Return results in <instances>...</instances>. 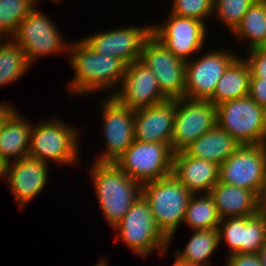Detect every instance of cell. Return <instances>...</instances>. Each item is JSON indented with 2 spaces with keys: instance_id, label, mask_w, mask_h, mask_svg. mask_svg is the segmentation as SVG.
<instances>
[{
  "instance_id": "1",
  "label": "cell",
  "mask_w": 266,
  "mask_h": 266,
  "mask_svg": "<svg viewBox=\"0 0 266 266\" xmlns=\"http://www.w3.org/2000/svg\"><path fill=\"white\" fill-rule=\"evenodd\" d=\"M67 56L75 75L66 84L69 96L86 97L98 91L112 96L119 88L127 66L120 59L98 54L82 39L71 42Z\"/></svg>"
},
{
  "instance_id": "2",
  "label": "cell",
  "mask_w": 266,
  "mask_h": 266,
  "mask_svg": "<svg viewBox=\"0 0 266 266\" xmlns=\"http://www.w3.org/2000/svg\"><path fill=\"white\" fill-rule=\"evenodd\" d=\"M90 180L105 221L114 228L142 195V185L113 162L92 163Z\"/></svg>"
},
{
  "instance_id": "3",
  "label": "cell",
  "mask_w": 266,
  "mask_h": 266,
  "mask_svg": "<svg viewBox=\"0 0 266 266\" xmlns=\"http://www.w3.org/2000/svg\"><path fill=\"white\" fill-rule=\"evenodd\" d=\"M73 126L56 117L33 123L28 156L47 164L78 165L80 132Z\"/></svg>"
},
{
  "instance_id": "4",
  "label": "cell",
  "mask_w": 266,
  "mask_h": 266,
  "mask_svg": "<svg viewBox=\"0 0 266 266\" xmlns=\"http://www.w3.org/2000/svg\"><path fill=\"white\" fill-rule=\"evenodd\" d=\"M142 195L150 205L157 227L169 240L170 249L193 194L171 174L143 184Z\"/></svg>"
},
{
  "instance_id": "5",
  "label": "cell",
  "mask_w": 266,
  "mask_h": 266,
  "mask_svg": "<svg viewBox=\"0 0 266 266\" xmlns=\"http://www.w3.org/2000/svg\"><path fill=\"white\" fill-rule=\"evenodd\" d=\"M117 240L123 243L138 257L168 252L169 240L157 227L148 201L140 195L131 205L121 221L113 228Z\"/></svg>"
},
{
  "instance_id": "6",
  "label": "cell",
  "mask_w": 266,
  "mask_h": 266,
  "mask_svg": "<svg viewBox=\"0 0 266 266\" xmlns=\"http://www.w3.org/2000/svg\"><path fill=\"white\" fill-rule=\"evenodd\" d=\"M217 107V125L241 145L266 144V109L249 95Z\"/></svg>"
},
{
  "instance_id": "7",
  "label": "cell",
  "mask_w": 266,
  "mask_h": 266,
  "mask_svg": "<svg viewBox=\"0 0 266 266\" xmlns=\"http://www.w3.org/2000/svg\"><path fill=\"white\" fill-rule=\"evenodd\" d=\"M36 6L20 22L12 38L25 53L31 66L42 56L69 54L71 41L67 43L58 30L57 24Z\"/></svg>"
},
{
  "instance_id": "8",
  "label": "cell",
  "mask_w": 266,
  "mask_h": 266,
  "mask_svg": "<svg viewBox=\"0 0 266 266\" xmlns=\"http://www.w3.org/2000/svg\"><path fill=\"white\" fill-rule=\"evenodd\" d=\"M115 164L143 185L172 174L173 152L165 143L134 140Z\"/></svg>"
},
{
  "instance_id": "9",
  "label": "cell",
  "mask_w": 266,
  "mask_h": 266,
  "mask_svg": "<svg viewBox=\"0 0 266 266\" xmlns=\"http://www.w3.org/2000/svg\"><path fill=\"white\" fill-rule=\"evenodd\" d=\"M219 181L251 190L261 199L266 185V144L240 145L219 166Z\"/></svg>"
},
{
  "instance_id": "10",
  "label": "cell",
  "mask_w": 266,
  "mask_h": 266,
  "mask_svg": "<svg viewBox=\"0 0 266 266\" xmlns=\"http://www.w3.org/2000/svg\"><path fill=\"white\" fill-rule=\"evenodd\" d=\"M217 125V107L209 100H175V118L170 148L173 153L188 145Z\"/></svg>"
},
{
  "instance_id": "11",
  "label": "cell",
  "mask_w": 266,
  "mask_h": 266,
  "mask_svg": "<svg viewBox=\"0 0 266 266\" xmlns=\"http://www.w3.org/2000/svg\"><path fill=\"white\" fill-rule=\"evenodd\" d=\"M140 61L152 70L168 100L184 97L186 61L176 57L152 33L142 45Z\"/></svg>"
},
{
  "instance_id": "12",
  "label": "cell",
  "mask_w": 266,
  "mask_h": 266,
  "mask_svg": "<svg viewBox=\"0 0 266 266\" xmlns=\"http://www.w3.org/2000/svg\"><path fill=\"white\" fill-rule=\"evenodd\" d=\"M162 23L151 24V33L176 57L188 61L202 51L209 31L204 22L169 12Z\"/></svg>"
},
{
  "instance_id": "13",
  "label": "cell",
  "mask_w": 266,
  "mask_h": 266,
  "mask_svg": "<svg viewBox=\"0 0 266 266\" xmlns=\"http://www.w3.org/2000/svg\"><path fill=\"white\" fill-rule=\"evenodd\" d=\"M206 51L198 58L186 61L185 98L208 100L225 70L238 57L229 48Z\"/></svg>"
},
{
  "instance_id": "14",
  "label": "cell",
  "mask_w": 266,
  "mask_h": 266,
  "mask_svg": "<svg viewBox=\"0 0 266 266\" xmlns=\"http://www.w3.org/2000/svg\"><path fill=\"white\" fill-rule=\"evenodd\" d=\"M102 134L105 143L104 152L97 157V162H113L134 142V110L119 103L113 96H106L100 101Z\"/></svg>"
},
{
  "instance_id": "15",
  "label": "cell",
  "mask_w": 266,
  "mask_h": 266,
  "mask_svg": "<svg viewBox=\"0 0 266 266\" xmlns=\"http://www.w3.org/2000/svg\"><path fill=\"white\" fill-rule=\"evenodd\" d=\"M151 34V24L120 26L89 34L82 40L98 54L113 56L126 65L140 60L142 45Z\"/></svg>"
},
{
  "instance_id": "16",
  "label": "cell",
  "mask_w": 266,
  "mask_h": 266,
  "mask_svg": "<svg viewBox=\"0 0 266 266\" xmlns=\"http://www.w3.org/2000/svg\"><path fill=\"white\" fill-rule=\"evenodd\" d=\"M112 96L132 110L158 105L168 100L161 93L152 70L140 60L126 66L123 80Z\"/></svg>"
},
{
  "instance_id": "17",
  "label": "cell",
  "mask_w": 266,
  "mask_h": 266,
  "mask_svg": "<svg viewBox=\"0 0 266 266\" xmlns=\"http://www.w3.org/2000/svg\"><path fill=\"white\" fill-rule=\"evenodd\" d=\"M49 164L29 156L8 164L5 182L20 208L26 207L47 184Z\"/></svg>"
},
{
  "instance_id": "18",
  "label": "cell",
  "mask_w": 266,
  "mask_h": 266,
  "mask_svg": "<svg viewBox=\"0 0 266 266\" xmlns=\"http://www.w3.org/2000/svg\"><path fill=\"white\" fill-rule=\"evenodd\" d=\"M175 118V100L134 110V138L165 143L170 147Z\"/></svg>"
},
{
  "instance_id": "19",
  "label": "cell",
  "mask_w": 266,
  "mask_h": 266,
  "mask_svg": "<svg viewBox=\"0 0 266 266\" xmlns=\"http://www.w3.org/2000/svg\"><path fill=\"white\" fill-rule=\"evenodd\" d=\"M172 174L192 194H209L219 181V165L179 151L173 153Z\"/></svg>"
},
{
  "instance_id": "20",
  "label": "cell",
  "mask_w": 266,
  "mask_h": 266,
  "mask_svg": "<svg viewBox=\"0 0 266 266\" xmlns=\"http://www.w3.org/2000/svg\"><path fill=\"white\" fill-rule=\"evenodd\" d=\"M209 194L221 219L254 216L261 211V199L246 188L218 181Z\"/></svg>"
},
{
  "instance_id": "21",
  "label": "cell",
  "mask_w": 266,
  "mask_h": 266,
  "mask_svg": "<svg viewBox=\"0 0 266 266\" xmlns=\"http://www.w3.org/2000/svg\"><path fill=\"white\" fill-rule=\"evenodd\" d=\"M14 108L0 126V154L11 163L28 156L32 123Z\"/></svg>"
},
{
  "instance_id": "22",
  "label": "cell",
  "mask_w": 266,
  "mask_h": 266,
  "mask_svg": "<svg viewBox=\"0 0 266 266\" xmlns=\"http://www.w3.org/2000/svg\"><path fill=\"white\" fill-rule=\"evenodd\" d=\"M241 144L216 125L201 135L183 151L196 158L221 165Z\"/></svg>"
},
{
  "instance_id": "23",
  "label": "cell",
  "mask_w": 266,
  "mask_h": 266,
  "mask_svg": "<svg viewBox=\"0 0 266 266\" xmlns=\"http://www.w3.org/2000/svg\"><path fill=\"white\" fill-rule=\"evenodd\" d=\"M185 248L174 251V262L189 266H211L214 252L220 246L218 228L193 230Z\"/></svg>"
},
{
  "instance_id": "24",
  "label": "cell",
  "mask_w": 266,
  "mask_h": 266,
  "mask_svg": "<svg viewBox=\"0 0 266 266\" xmlns=\"http://www.w3.org/2000/svg\"><path fill=\"white\" fill-rule=\"evenodd\" d=\"M250 76L248 63L238 56L225 70L208 100L217 106L225 101L248 96Z\"/></svg>"
},
{
  "instance_id": "25",
  "label": "cell",
  "mask_w": 266,
  "mask_h": 266,
  "mask_svg": "<svg viewBox=\"0 0 266 266\" xmlns=\"http://www.w3.org/2000/svg\"><path fill=\"white\" fill-rule=\"evenodd\" d=\"M231 34L240 43H247L246 51L262 48L266 42V0H256Z\"/></svg>"
},
{
  "instance_id": "26",
  "label": "cell",
  "mask_w": 266,
  "mask_h": 266,
  "mask_svg": "<svg viewBox=\"0 0 266 266\" xmlns=\"http://www.w3.org/2000/svg\"><path fill=\"white\" fill-rule=\"evenodd\" d=\"M31 67L13 39H0V88L20 80Z\"/></svg>"
},
{
  "instance_id": "27",
  "label": "cell",
  "mask_w": 266,
  "mask_h": 266,
  "mask_svg": "<svg viewBox=\"0 0 266 266\" xmlns=\"http://www.w3.org/2000/svg\"><path fill=\"white\" fill-rule=\"evenodd\" d=\"M220 222L221 218L210 194H193L183 224L193 231L218 228Z\"/></svg>"
},
{
  "instance_id": "28",
  "label": "cell",
  "mask_w": 266,
  "mask_h": 266,
  "mask_svg": "<svg viewBox=\"0 0 266 266\" xmlns=\"http://www.w3.org/2000/svg\"><path fill=\"white\" fill-rule=\"evenodd\" d=\"M34 6L33 0H0V39H12Z\"/></svg>"
},
{
  "instance_id": "29",
  "label": "cell",
  "mask_w": 266,
  "mask_h": 266,
  "mask_svg": "<svg viewBox=\"0 0 266 266\" xmlns=\"http://www.w3.org/2000/svg\"><path fill=\"white\" fill-rule=\"evenodd\" d=\"M266 244V212L243 217L242 253L256 254Z\"/></svg>"
},
{
  "instance_id": "30",
  "label": "cell",
  "mask_w": 266,
  "mask_h": 266,
  "mask_svg": "<svg viewBox=\"0 0 266 266\" xmlns=\"http://www.w3.org/2000/svg\"><path fill=\"white\" fill-rule=\"evenodd\" d=\"M256 0H214L213 18L220 21L232 33L240 24L242 17Z\"/></svg>"
},
{
  "instance_id": "31",
  "label": "cell",
  "mask_w": 266,
  "mask_h": 266,
  "mask_svg": "<svg viewBox=\"0 0 266 266\" xmlns=\"http://www.w3.org/2000/svg\"><path fill=\"white\" fill-rule=\"evenodd\" d=\"M213 3L214 0H173L170 13L201 20L207 25V20L213 17Z\"/></svg>"
},
{
  "instance_id": "32",
  "label": "cell",
  "mask_w": 266,
  "mask_h": 266,
  "mask_svg": "<svg viewBox=\"0 0 266 266\" xmlns=\"http://www.w3.org/2000/svg\"><path fill=\"white\" fill-rule=\"evenodd\" d=\"M218 230L220 245L225 242L230 250L226 256L242 253L243 217L221 219Z\"/></svg>"
},
{
  "instance_id": "33",
  "label": "cell",
  "mask_w": 266,
  "mask_h": 266,
  "mask_svg": "<svg viewBox=\"0 0 266 266\" xmlns=\"http://www.w3.org/2000/svg\"><path fill=\"white\" fill-rule=\"evenodd\" d=\"M244 60L250 69V79H266V50L254 48L247 51Z\"/></svg>"
},
{
  "instance_id": "34",
  "label": "cell",
  "mask_w": 266,
  "mask_h": 266,
  "mask_svg": "<svg viewBox=\"0 0 266 266\" xmlns=\"http://www.w3.org/2000/svg\"><path fill=\"white\" fill-rule=\"evenodd\" d=\"M225 259V266H262L257 253H234L226 256Z\"/></svg>"
},
{
  "instance_id": "35",
  "label": "cell",
  "mask_w": 266,
  "mask_h": 266,
  "mask_svg": "<svg viewBox=\"0 0 266 266\" xmlns=\"http://www.w3.org/2000/svg\"><path fill=\"white\" fill-rule=\"evenodd\" d=\"M248 95L266 109V79H250Z\"/></svg>"
},
{
  "instance_id": "36",
  "label": "cell",
  "mask_w": 266,
  "mask_h": 266,
  "mask_svg": "<svg viewBox=\"0 0 266 266\" xmlns=\"http://www.w3.org/2000/svg\"><path fill=\"white\" fill-rule=\"evenodd\" d=\"M14 108L15 106H12L11 103H8L7 101L0 102V126L3 120Z\"/></svg>"
},
{
  "instance_id": "37",
  "label": "cell",
  "mask_w": 266,
  "mask_h": 266,
  "mask_svg": "<svg viewBox=\"0 0 266 266\" xmlns=\"http://www.w3.org/2000/svg\"><path fill=\"white\" fill-rule=\"evenodd\" d=\"M8 168V163L7 161L3 158V156L0 154V178L3 180L5 175H6V171Z\"/></svg>"
},
{
  "instance_id": "38",
  "label": "cell",
  "mask_w": 266,
  "mask_h": 266,
  "mask_svg": "<svg viewBox=\"0 0 266 266\" xmlns=\"http://www.w3.org/2000/svg\"><path fill=\"white\" fill-rule=\"evenodd\" d=\"M258 256L262 266H266V244L258 251Z\"/></svg>"
},
{
  "instance_id": "39",
  "label": "cell",
  "mask_w": 266,
  "mask_h": 266,
  "mask_svg": "<svg viewBox=\"0 0 266 266\" xmlns=\"http://www.w3.org/2000/svg\"><path fill=\"white\" fill-rule=\"evenodd\" d=\"M261 210L266 212V185L263 195L261 197Z\"/></svg>"
},
{
  "instance_id": "40",
  "label": "cell",
  "mask_w": 266,
  "mask_h": 266,
  "mask_svg": "<svg viewBox=\"0 0 266 266\" xmlns=\"http://www.w3.org/2000/svg\"><path fill=\"white\" fill-rule=\"evenodd\" d=\"M33 1H34V5L37 6L40 0H33ZM52 1L59 3L61 0H52Z\"/></svg>"
},
{
  "instance_id": "41",
  "label": "cell",
  "mask_w": 266,
  "mask_h": 266,
  "mask_svg": "<svg viewBox=\"0 0 266 266\" xmlns=\"http://www.w3.org/2000/svg\"><path fill=\"white\" fill-rule=\"evenodd\" d=\"M172 266H189V265H182V264H178V263L174 262Z\"/></svg>"
},
{
  "instance_id": "42",
  "label": "cell",
  "mask_w": 266,
  "mask_h": 266,
  "mask_svg": "<svg viewBox=\"0 0 266 266\" xmlns=\"http://www.w3.org/2000/svg\"><path fill=\"white\" fill-rule=\"evenodd\" d=\"M262 48L266 50V42H265V44L263 45V47H262Z\"/></svg>"
}]
</instances>
